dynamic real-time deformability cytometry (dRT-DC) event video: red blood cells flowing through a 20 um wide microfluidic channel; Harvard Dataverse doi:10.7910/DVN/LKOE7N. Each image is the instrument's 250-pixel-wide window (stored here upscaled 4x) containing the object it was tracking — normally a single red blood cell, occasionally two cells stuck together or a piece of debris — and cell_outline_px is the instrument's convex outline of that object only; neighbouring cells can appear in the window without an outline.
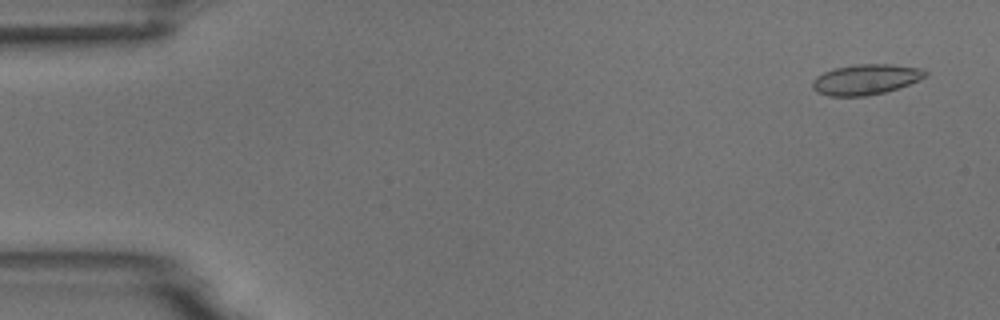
{"species": "common noctule bat (a hibernating species)", "species_latin": "Nyctalus noctula", "temperature_condition": "room temperature", "stored_images_in_passage": 4, "camera_frame_rate_fps": 3000, "um_per_image_px": 0.085, "animal": {"sex": "male", "body_mass_g": 18.8}, "frame": {"image": 1, "passage_image": 1, "time_ms": 0.0, "image_size_px": [1000, 320], "cell_outline_px": [[928, 76], [920, 80], [884, 92], [864, 96], [828, 96], [816, 92], [812, 88], [812, 80], [816, 76], [824, 72], [836, 68], [856, 64], [892, 64], [924, 68], [928, 72]], "centroid_in_image_um": [73.61, 6.74], "position_along_channel_um": 11.4, "area_um2": 20.11}}
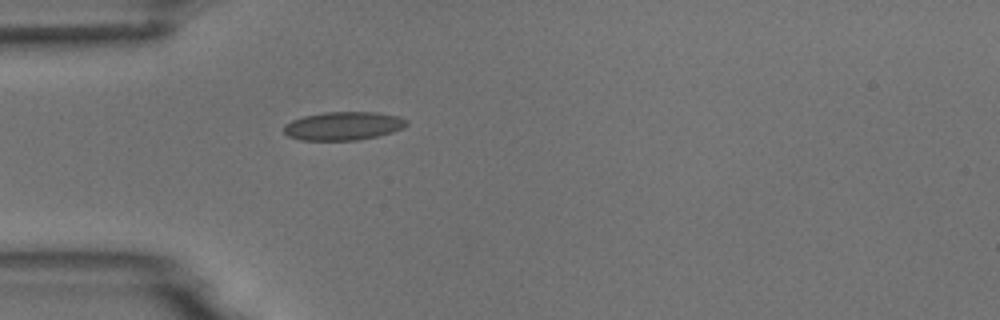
{"frame": {"image": 2, "passage_image": 4, "time_ms": 4.333, "image_size_px": [1000, 320], "cell_outline_px": [[408, 124], [404, 128], [392, 132], [376, 136], [356, 140], [300, 140], [288, 136], [284, 132], [284, 124], [292, 120], [304, 116], [324, 112], [376, 112], [400, 116], [408, 120]], "centroid_in_image_um": [29.2, 10.7], "position_along_channel_um": 55.8, "area_um2": 20.4}}